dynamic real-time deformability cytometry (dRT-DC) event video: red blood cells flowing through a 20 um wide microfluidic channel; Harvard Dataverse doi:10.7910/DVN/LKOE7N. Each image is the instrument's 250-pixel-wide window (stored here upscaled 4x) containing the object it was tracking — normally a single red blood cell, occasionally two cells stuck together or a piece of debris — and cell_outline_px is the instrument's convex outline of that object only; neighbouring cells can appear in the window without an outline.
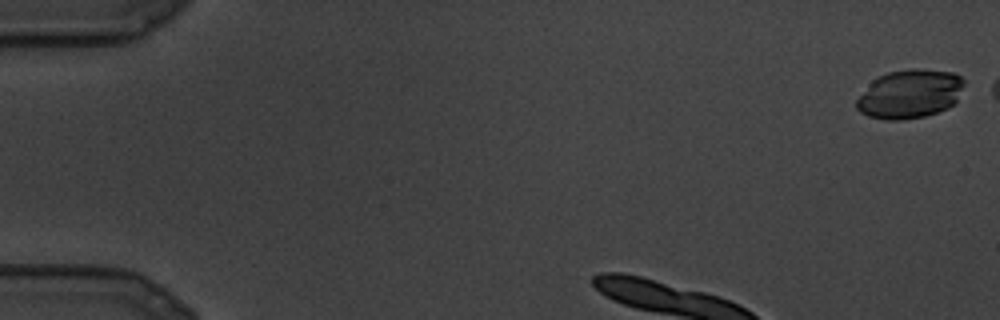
{"species": "common noctule bat (a hibernating species)", "species_latin": "Nyctalus noctula", "temperature_condition": "cold", "stored_images_in_passage": 6, "camera_frame_rate_fps": 3000, "um_per_image_px": 0.085, "animal": {"sex": "male", "body_mass_g": 19.5, "forearm_length_mm": 54.6}, "frame": {"image": 1, "passage_image": 1, "time_ms": 0.0, "image_size_px": [1000, 320], "cell_outline_px": [[964, 84], [956, 104], [948, 108], [924, 116], [904, 120], [884, 120], [868, 116], [860, 112], [856, 108], [856, 100], [872, 80], [888, 72], [912, 68], [916, 68], [952, 72], [960, 76], [964, 80]], "centroid_in_image_um": [77.34, 7.99], "position_along_channel_um": 7.7, "area_um2": 30.75}}